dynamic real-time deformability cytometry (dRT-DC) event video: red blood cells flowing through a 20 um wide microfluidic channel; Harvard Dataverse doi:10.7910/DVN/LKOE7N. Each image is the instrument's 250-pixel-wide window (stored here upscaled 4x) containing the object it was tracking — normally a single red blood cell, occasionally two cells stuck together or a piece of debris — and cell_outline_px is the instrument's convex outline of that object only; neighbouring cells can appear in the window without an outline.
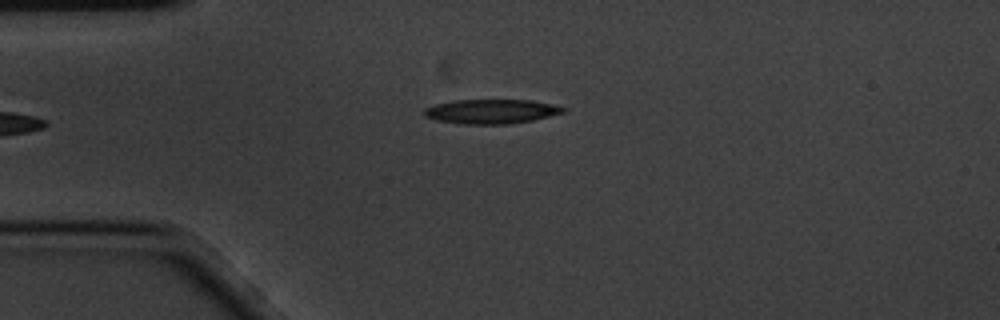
{"species": "common noctule bat (a hibernating species)", "species_latin": "Nyctalus noctula", "temperature_condition": "cold", "stored_images_in_passage": 12, "camera_frame_rate_fps": 3000, "um_per_image_px": 0.085, "animal": {"sex": "male", "body_mass_g": 20.1, "forearm_length_mm": 53.5}, "frame": {"image": 1, "passage_image": 1, "time_ms": 0.0, "image_size_px": [1000, 320], "cell_outline_px": [[568, 108], [564, 112], [532, 120], [508, 124], [460, 124], [436, 120], [424, 116], [424, 108], [436, 104], [452, 100], [532, 100], [552, 104]], "centroid_in_image_um": [41.74, 9.47], "position_along_channel_um": 43.3, "area_um2": 19.77}}
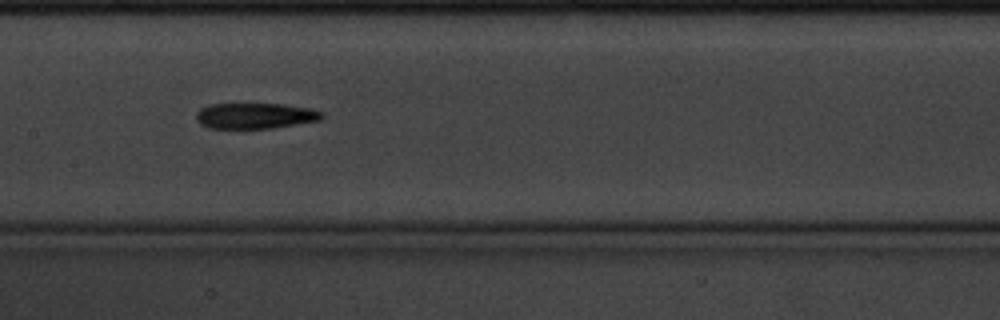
{"frame": {"image": 2, "passage_image": 5, "time_ms": 1.333, "image_size_px": [1000, 320], "cell_outline_px": [[324, 116], [320, 120], [272, 128], [208, 128], [200, 124], [196, 120], [196, 112], [200, 108], [208, 104], [284, 104], [308, 108], [324, 112]], "centroid_in_image_um": [21.66, 9.84], "position_along_channel_um": 185.7, "area_um2": 18.9}}
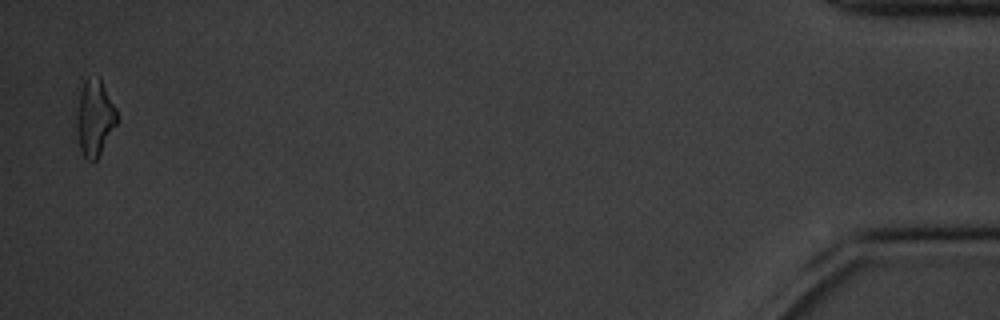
{"frame": {"image": 3, "passage_image": 12, "time_ms": 3.667, "image_size_px": [1000, 320], "cell_outline_px": [[120, 120], [96, 160], [92, 164], [84, 156], [80, 148], [76, 132], [76, 84], [88, 76], [100, 76], [116, 108]], "centroid_in_image_um": [8.01, 9.91], "position_along_channel_um": 427.2, "area_um2": 19.19}}